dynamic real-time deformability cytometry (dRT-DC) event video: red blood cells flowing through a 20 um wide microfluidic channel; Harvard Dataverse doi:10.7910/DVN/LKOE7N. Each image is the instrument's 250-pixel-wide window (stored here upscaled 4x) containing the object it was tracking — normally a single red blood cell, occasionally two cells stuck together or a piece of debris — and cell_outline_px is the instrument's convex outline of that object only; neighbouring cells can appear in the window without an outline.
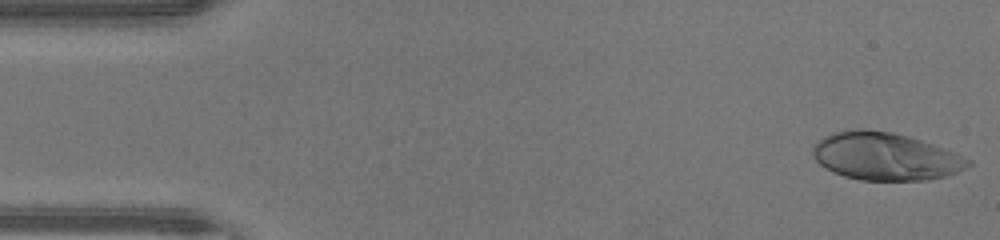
{"species": "human", "species_latin": "Homo sapiens", "temperature_condition": "warm", "stored_images_in_passage": 46, "camera_frame_rate_fps": 3000, "um_per_image_px": 0.085, "donor": {"sex": "male"}, "frame": {"image": 1, "passage_image": 1, "time_ms": 0.0, "image_size_px": [1000, 240], "cell_outline_px": [[972, 164], [968, 168], [948, 176], [928, 180], [860, 180], [844, 176], [832, 172], [824, 168], [812, 156], [812, 144], [824, 136], [832, 132], [856, 128], [860, 128], [892, 132], [908, 136], [956, 152], [972, 160]], "centroid_in_image_um": [75.25, 13.29], "position_along_channel_um": 9.8, "area_um2": 43.7}}
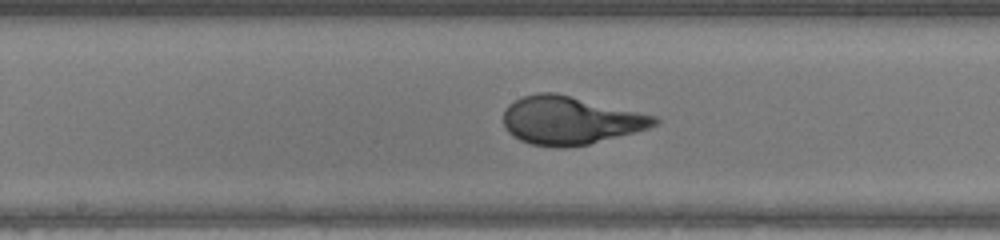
{"frame": {"image": 2, "passage_image": 23, "time_ms": 7.333, "image_size_px": [1000, 240], "cell_outline_px": [[660, 120], [656, 124], [648, 128], [588, 144], [564, 148], [556, 148], [532, 144], [520, 140], [512, 136], [504, 128], [504, 112], [508, 104], [524, 96], [536, 92], [556, 92], [656, 116]], "centroid_in_image_um": [48.42, 10.23], "position_along_channel_um": 199.8, "area_um2": 42.19}}
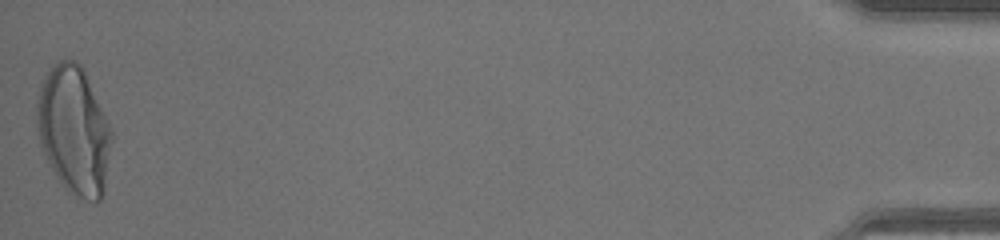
{"frame": {"image": 3, "passage_image": 46, "time_ms": 15.0, "image_size_px": [1000, 240], "cell_outline_px": [[112, 140], [104, 188], [100, 200], [96, 204], [80, 196], [68, 188], [56, 176], [40, 144], [36, 124], [36, 100], [40, 84], [52, 64], [60, 60], [76, 60], [80, 64], [84, 72], [112, 132]], "centroid_in_image_um": [6.25, 11.04], "position_along_channel_um": 428.9, "area_um2": 54.85}, "authors_computed_cell_mechanics": {"area_um2": 41.6738, "velocity_mm_per_s": 4.3776, "shape_relaxation_time_tau1_ms": 3.9898, "shape_relaxation_time_tau2_ms": null, "deformation_change_tau1": 0.2805, "deformation_change_tau2": null}}